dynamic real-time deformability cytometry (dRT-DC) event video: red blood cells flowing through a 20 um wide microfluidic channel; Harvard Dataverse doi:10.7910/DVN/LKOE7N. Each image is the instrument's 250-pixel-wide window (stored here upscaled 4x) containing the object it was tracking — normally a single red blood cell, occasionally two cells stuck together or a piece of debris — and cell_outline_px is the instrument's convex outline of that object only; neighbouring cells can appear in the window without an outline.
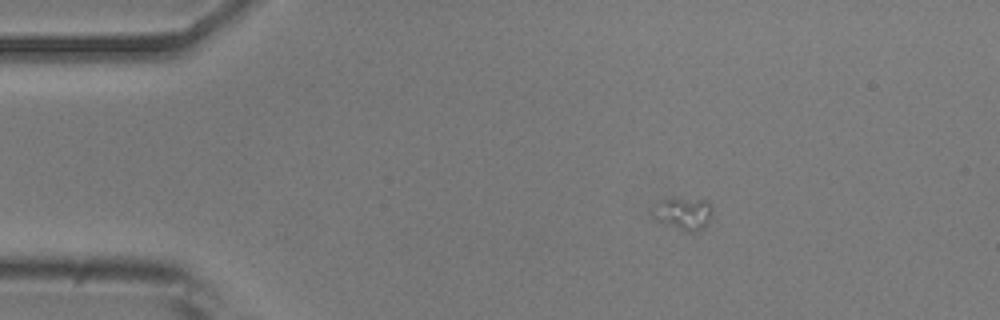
{"species": "common noctule bat (a hibernating species)", "species_latin": "Nyctalus noctula", "temperature_condition": "room temperature", "stored_images_in_passage": 8, "camera_frame_rate_fps": 3000, "um_per_image_px": 0.085, "animal": {"sex": "male", "body_mass_g": 20.5, "forearm_length_mm": 52.5}, "frame": {"image": 1, "passage_image": 2, "time_ms": 0.333, "image_size_px": [1000, 320], "cell_outline_px": [[712, 216], [704, 228], [696, 232], [688, 232], [656, 220], [656, 216], [660, 200], [704, 200], [712, 208]], "centroid_in_image_um": [58.21, 18.21], "position_along_channel_um": 26.8, "area_um2": 10.4}}